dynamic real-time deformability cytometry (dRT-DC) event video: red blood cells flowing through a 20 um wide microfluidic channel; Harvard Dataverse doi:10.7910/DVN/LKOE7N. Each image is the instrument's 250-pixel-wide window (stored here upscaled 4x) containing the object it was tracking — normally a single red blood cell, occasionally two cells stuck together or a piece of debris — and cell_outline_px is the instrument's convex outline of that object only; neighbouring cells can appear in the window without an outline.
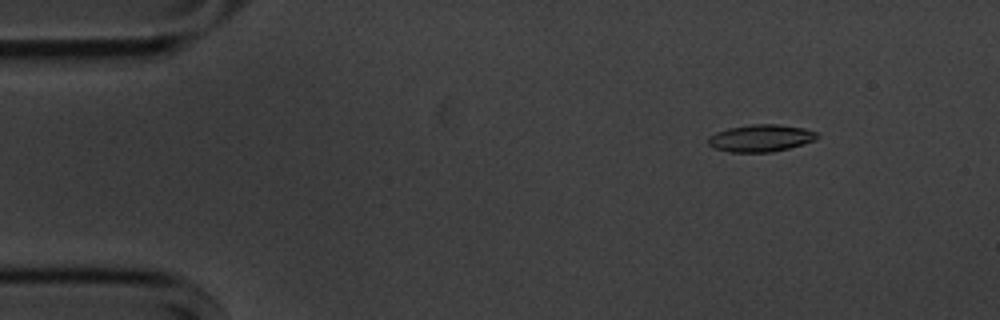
{"species": "common noctule bat (a hibernating species)", "species_latin": "Nyctalus noctula", "temperature_condition": "cold", "stored_images_in_passage": 51, "camera_frame_rate_fps": 3000, "um_per_image_px": 0.085, "animal": {"sex": "male", "body_mass_g": 20.1, "forearm_length_mm": 53.5}, "frame": {"image": 1, "passage_image": 2, "time_ms": 0.333, "image_size_px": [1000, 320], "cell_outline_px": [[820, 136], [816, 140], [788, 148], [772, 152], [728, 152], [716, 148], [708, 144], [708, 136], [716, 132], [728, 128], [752, 124], [776, 124], [804, 128], [816, 132]], "centroid_in_image_um": [64.66, 11.74], "position_along_channel_um": 20.3, "area_um2": 17.22}}
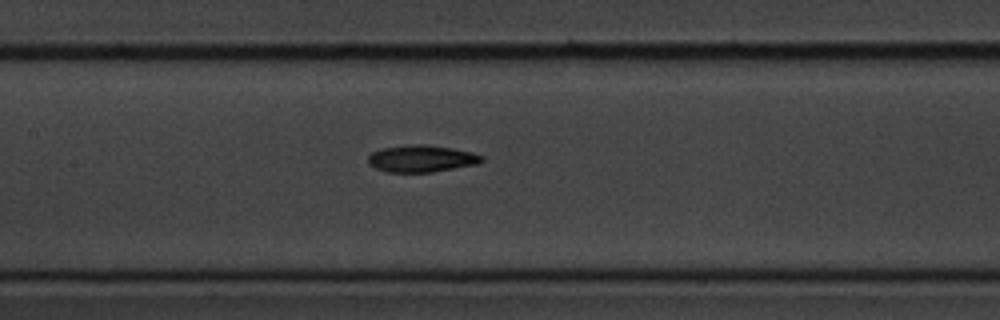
{"frame": {"image": 2, "passage_image": 21, "time_ms": 6.667, "image_size_px": [1000, 320], "cell_outline_px": [[484, 160], [480, 164], [432, 172], [388, 172], [376, 168], [368, 164], [368, 156], [372, 152], [380, 148], [408, 144], [424, 144], [452, 148], [472, 152], [484, 156]], "centroid_in_image_um": [35.84, 13.47], "position_along_channel_um": 171.6, "area_um2": 18.09}}
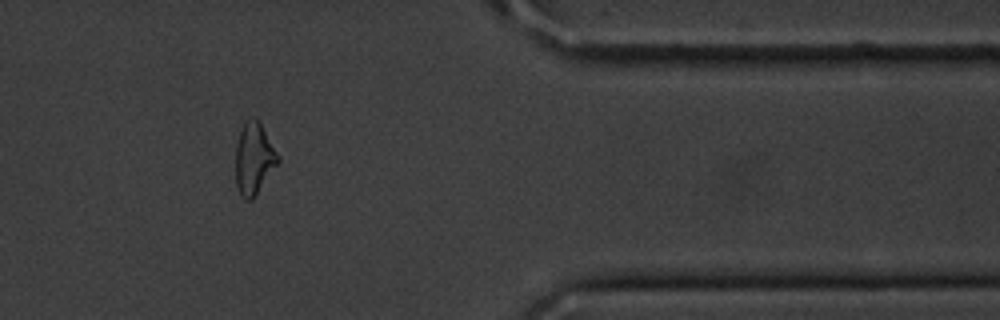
{"frame": {"image": 3, "passage_image": 41, "time_ms": 13.333, "image_size_px": [1000, 320], "cell_outline_px": [[280, 160], [252, 200], [244, 200], [240, 196], [236, 188], [236, 144], [244, 120], [252, 116], [260, 124], [280, 156]], "centroid_in_image_um": [21.56, 13.5], "position_along_channel_um": 389.8, "area_um2": 17.63}, "authors_computed_cell_mechanics": {"area_um2": 17.8602, "velocity_mm_per_s": 3.6001, "shape_relaxation_time_tau1_ms": 2.4485, "shape_relaxation_time_tau2_ms": null, "deformation_change_tau1": 0.1142, "deformation_change_tau2": null}}